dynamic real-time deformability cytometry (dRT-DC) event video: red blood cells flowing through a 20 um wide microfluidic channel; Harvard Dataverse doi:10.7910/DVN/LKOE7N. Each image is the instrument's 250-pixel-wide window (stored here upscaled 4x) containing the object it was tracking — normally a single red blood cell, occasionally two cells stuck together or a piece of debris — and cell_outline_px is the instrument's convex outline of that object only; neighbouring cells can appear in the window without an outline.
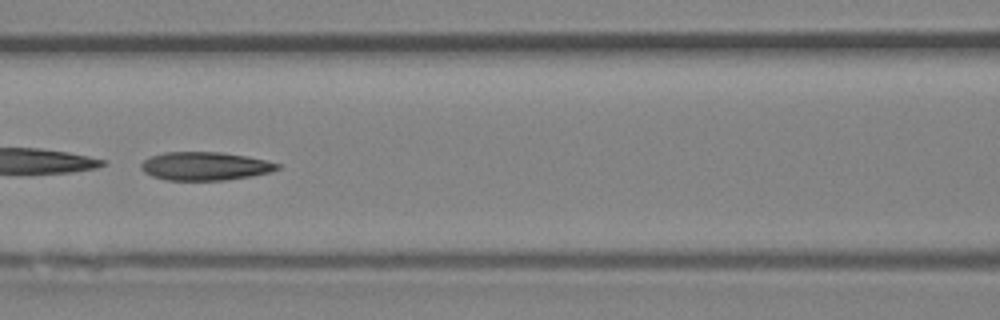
{"species": "Egyptian fruit bat (a non-hibernating species)", "species_latin": "Rousettus aegyptiacus", "temperature_condition": "room temperature", "stored_images_in_passage": 34, "camera_frame_rate_fps": 3000, "um_per_image_px": 0.085, "animal": {"sex": "female"}, "frame": {"image": 1, "passage_image": 10, "time_ms": 3.0, "image_size_px": [1000, 320], "cell_outline_px": [[284, 164], [280, 168], [272, 172], [252, 176], [224, 180], [164, 180], [152, 176], [144, 172], [140, 168], [140, 164], [148, 156], [164, 152], [220, 152], [248, 156], [268, 160]], "centroid_in_image_um": [17.46, 14.11], "position_along_channel_um": 149.1, "area_um2": 22.95}, "authors_computed_cell_mechanics": {"area_um2": 23.0333, "velocity_mm_per_s": 4.5402, "shape_relaxation_time_tau1_ms": 0.5397, "shape_relaxation_time_tau2_ms": 3.1619, "deformation_change_tau1": 0.2643, "deformation_change_tau2": 0.1282}}